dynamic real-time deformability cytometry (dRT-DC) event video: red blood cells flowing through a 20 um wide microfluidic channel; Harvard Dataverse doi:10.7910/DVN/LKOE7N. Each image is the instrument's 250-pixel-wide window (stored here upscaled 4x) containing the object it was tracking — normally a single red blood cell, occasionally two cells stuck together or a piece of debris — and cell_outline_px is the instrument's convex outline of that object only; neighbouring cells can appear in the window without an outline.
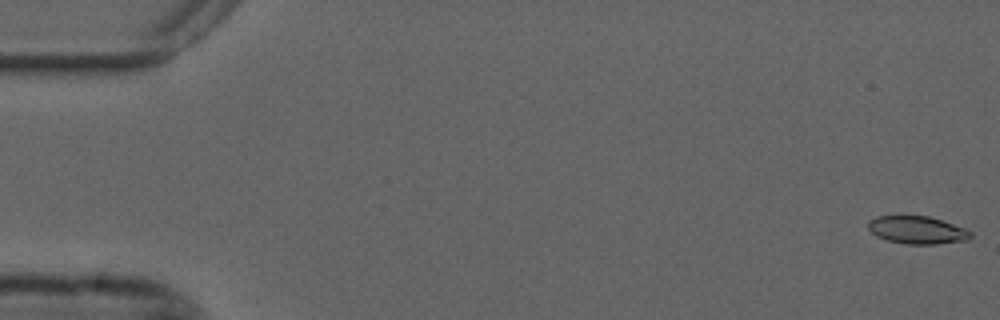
{"species": "common noctule bat (a hibernating species)", "species_latin": "Nyctalus noctula", "temperature_condition": "cold", "stored_images_in_passage": 55, "camera_frame_rate_fps": 3000, "um_per_image_px": 0.085, "animal": {"sex": "male", "forearm_length_mm": 52.5}, "frame": {"image": 1, "passage_image": 1, "time_ms": 0.0, "image_size_px": [1000, 320], "cell_outline_px": [[972, 236], [968, 240], [936, 244], [904, 244], [888, 240], [876, 236], [868, 228], [868, 220], [876, 216], [928, 216], [964, 228], [972, 232]], "centroid_in_image_um": [77.95, 19.55], "position_along_channel_um": 7.1, "area_um2": 16.47}}
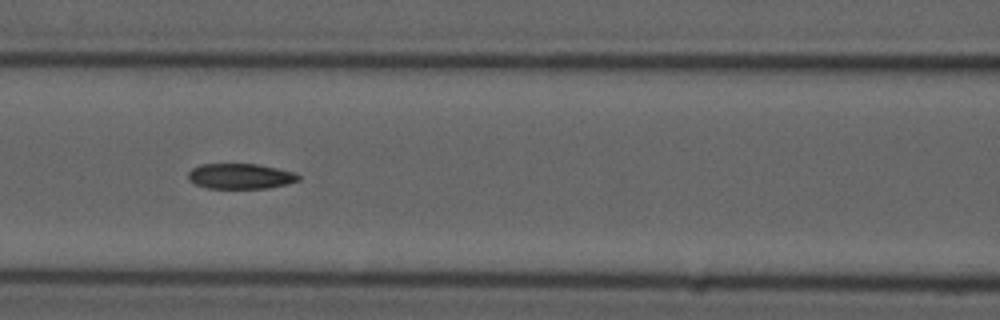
{"frame": {"image": 2, "passage_image": 24, "time_ms": 7.667, "image_size_px": [1000, 320], "cell_outline_px": [[300, 180], [288, 184], [268, 188], [208, 188], [196, 184], [188, 180], [188, 172], [192, 168], [200, 164], [256, 164], [296, 172], [300, 176]], "centroid_in_image_um": [20.45, 14.98], "position_along_channel_um": 146.2, "area_um2": 16.36}}
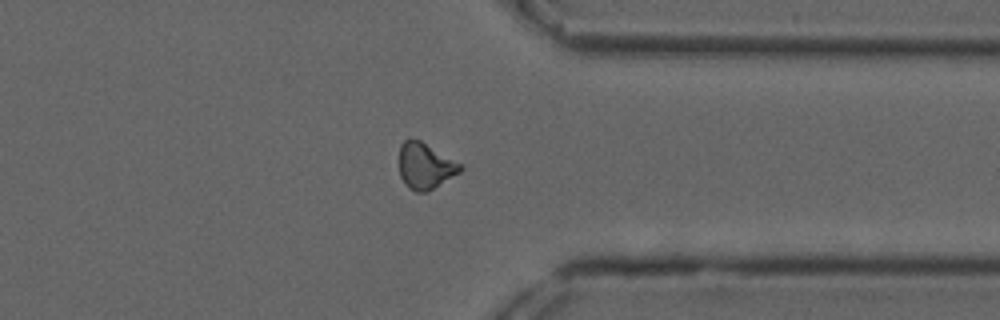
{"frame": {"image": 3, "passage_image": 43, "time_ms": 14.0, "image_size_px": [1000, 320], "cell_outline_px": [[464, 168], [460, 172], [428, 192], [416, 192], [400, 176], [400, 144], [408, 136], [420, 140], [460, 164]], "centroid_in_image_um": [36.13, 14.08], "position_along_channel_um": 375.3, "area_um2": 16.13}, "authors_computed_cell_mechanics": {"area_um2": 16.6464, "velocity_mm_per_s": 3.6993, "shape_relaxation_time_tau1_ms": null, "shape_relaxation_time_tau2_ms": 4.0587, "deformation_change_tau1": null, "deformation_change_tau2": 0.103}}